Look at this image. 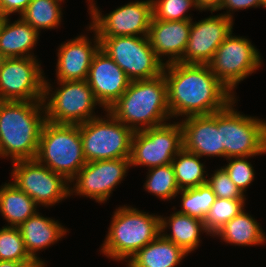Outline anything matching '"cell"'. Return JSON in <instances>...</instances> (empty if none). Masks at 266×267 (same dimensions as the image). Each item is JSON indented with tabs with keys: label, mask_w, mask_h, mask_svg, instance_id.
<instances>
[{
	"label": "cell",
	"mask_w": 266,
	"mask_h": 267,
	"mask_svg": "<svg viewBox=\"0 0 266 267\" xmlns=\"http://www.w3.org/2000/svg\"><path fill=\"white\" fill-rule=\"evenodd\" d=\"M87 82L100 107L108 110L126 91L131 80L111 57L99 49L89 68Z\"/></svg>",
	"instance_id": "e0dca14e"
},
{
	"label": "cell",
	"mask_w": 266,
	"mask_h": 267,
	"mask_svg": "<svg viewBox=\"0 0 266 267\" xmlns=\"http://www.w3.org/2000/svg\"><path fill=\"white\" fill-rule=\"evenodd\" d=\"M0 260L34 261L25 249L18 227L0 228Z\"/></svg>",
	"instance_id": "1f68e13d"
},
{
	"label": "cell",
	"mask_w": 266,
	"mask_h": 267,
	"mask_svg": "<svg viewBox=\"0 0 266 267\" xmlns=\"http://www.w3.org/2000/svg\"><path fill=\"white\" fill-rule=\"evenodd\" d=\"M253 7H260L258 0H223L220 10H224V8L227 9V13H224L222 15H225L226 17H229L233 20V13H231L230 11L233 12Z\"/></svg>",
	"instance_id": "8d00e7d4"
},
{
	"label": "cell",
	"mask_w": 266,
	"mask_h": 267,
	"mask_svg": "<svg viewBox=\"0 0 266 267\" xmlns=\"http://www.w3.org/2000/svg\"><path fill=\"white\" fill-rule=\"evenodd\" d=\"M222 1L223 0H194L196 8L199 11L208 10L211 11V13L220 10Z\"/></svg>",
	"instance_id": "74e56055"
},
{
	"label": "cell",
	"mask_w": 266,
	"mask_h": 267,
	"mask_svg": "<svg viewBox=\"0 0 266 267\" xmlns=\"http://www.w3.org/2000/svg\"><path fill=\"white\" fill-rule=\"evenodd\" d=\"M32 0H0V18L9 17L10 14L21 15Z\"/></svg>",
	"instance_id": "d590c367"
},
{
	"label": "cell",
	"mask_w": 266,
	"mask_h": 267,
	"mask_svg": "<svg viewBox=\"0 0 266 267\" xmlns=\"http://www.w3.org/2000/svg\"><path fill=\"white\" fill-rule=\"evenodd\" d=\"M38 205L13 183L0 187V213L11 227H19L37 213Z\"/></svg>",
	"instance_id": "484cf974"
},
{
	"label": "cell",
	"mask_w": 266,
	"mask_h": 267,
	"mask_svg": "<svg viewBox=\"0 0 266 267\" xmlns=\"http://www.w3.org/2000/svg\"><path fill=\"white\" fill-rule=\"evenodd\" d=\"M236 98L217 111V129L221 138V157H253L266 154V121L240 114Z\"/></svg>",
	"instance_id": "8992f818"
},
{
	"label": "cell",
	"mask_w": 266,
	"mask_h": 267,
	"mask_svg": "<svg viewBox=\"0 0 266 267\" xmlns=\"http://www.w3.org/2000/svg\"><path fill=\"white\" fill-rule=\"evenodd\" d=\"M47 81L45 79L42 100L46 121L79 125L98 116L94 114V108L96 109L95 106L99 102L87 80L57 81L60 88H56L55 91H52L53 88Z\"/></svg>",
	"instance_id": "52a82bcc"
},
{
	"label": "cell",
	"mask_w": 266,
	"mask_h": 267,
	"mask_svg": "<svg viewBox=\"0 0 266 267\" xmlns=\"http://www.w3.org/2000/svg\"><path fill=\"white\" fill-rule=\"evenodd\" d=\"M100 49L131 81L153 79L163 74L165 63L155 54L148 36L98 37Z\"/></svg>",
	"instance_id": "9c48e42d"
},
{
	"label": "cell",
	"mask_w": 266,
	"mask_h": 267,
	"mask_svg": "<svg viewBox=\"0 0 266 267\" xmlns=\"http://www.w3.org/2000/svg\"><path fill=\"white\" fill-rule=\"evenodd\" d=\"M186 255L181 247L160 234L133 255L127 267H176Z\"/></svg>",
	"instance_id": "cb8c5ba5"
},
{
	"label": "cell",
	"mask_w": 266,
	"mask_h": 267,
	"mask_svg": "<svg viewBox=\"0 0 266 267\" xmlns=\"http://www.w3.org/2000/svg\"><path fill=\"white\" fill-rule=\"evenodd\" d=\"M5 59L6 58L0 53V71L2 69V66H3V63H4Z\"/></svg>",
	"instance_id": "ab89813d"
},
{
	"label": "cell",
	"mask_w": 266,
	"mask_h": 267,
	"mask_svg": "<svg viewBox=\"0 0 266 267\" xmlns=\"http://www.w3.org/2000/svg\"><path fill=\"white\" fill-rule=\"evenodd\" d=\"M200 158L198 155L184 149L174 157L171 164L180 190L207 183L208 174H206L205 165L201 163Z\"/></svg>",
	"instance_id": "4316f807"
},
{
	"label": "cell",
	"mask_w": 266,
	"mask_h": 267,
	"mask_svg": "<svg viewBox=\"0 0 266 267\" xmlns=\"http://www.w3.org/2000/svg\"><path fill=\"white\" fill-rule=\"evenodd\" d=\"M160 227L164 238L172 241L188 254L200 245L201 232L209 235L202 220L176 211L167 218L160 215ZM167 227L171 229L170 234L165 231Z\"/></svg>",
	"instance_id": "603a6c76"
},
{
	"label": "cell",
	"mask_w": 266,
	"mask_h": 267,
	"mask_svg": "<svg viewBox=\"0 0 266 267\" xmlns=\"http://www.w3.org/2000/svg\"><path fill=\"white\" fill-rule=\"evenodd\" d=\"M144 189L161 200H170L179 194L172 164L148 168Z\"/></svg>",
	"instance_id": "f546056e"
},
{
	"label": "cell",
	"mask_w": 266,
	"mask_h": 267,
	"mask_svg": "<svg viewBox=\"0 0 266 267\" xmlns=\"http://www.w3.org/2000/svg\"><path fill=\"white\" fill-rule=\"evenodd\" d=\"M213 236L224 242L238 246H255L266 242L262 227L244 210L224 224Z\"/></svg>",
	"instance_id": "d4e9b609"
},
{
	"label": "cell",
	"mask_w": 266,
	"mask_h": 267,
	"mask_svg": "<svg viewBox=\"0 0 266 267\" xmlns=\"http://www.w3.org/2000/svg\"><path fill=\"white\" fill-rule=\"evenodd\" d=\"M12 163V183L31 197L37 205L53 206L71 196L70 182L36 159Z\"/></svg>",
	"instance_id": "7c38bea8"
},
{
	"label": "cell",
	"mask_w": 266,
	"mask_h": 267,
	"mask_svg": "<svg viewBox=\"0 0 266 267\" xmlns=\"http://www.w3.org/2000/svg\"><path fill=\"white\" fill-rule=\"evenodd\" d=\"M45 122L43 101H0V157L35 159Z\"/></svg>",
	"instance_id": "7a4b0ae2"
},
{
	"label": "cell",
	"mask_w": 266,
	"mask_h": 267,
	"mask_svg": "<svg viewBox=\"0 0 266 267\" xmlns=\"http://www.w3.org/2000/svg\"><path fill=\"white\" fill-rule=\"evenodd\" d=\"M207 184L211 187L216 198L246 200L245 195L231 181L223 167L215 170L210 178L207 179Z\"/></svg>",
	"instance_id": "e575fe53"
},
{
	"label": "cell",
	"mask_w": 266,
	"mask_h": 267,
	"mask_svg": "<svg viewBox=\"0 0 266 267\" xmlns=\"http://www.w3.org/2000/svg\"><path fill=\"white\" fill-rule=\"evenodd\" d=\"M62 0H32L20 17L40 33V29H55L62 18Z\"/></svg>",
	"instance_id": "83f0119b"
},
{
	"label": "cell",
	"mask_w": 266,
	"mask_h": 267,
	"mask_svg": "<svg viewBox=\"0 0 266 267\" xmlns=\"http://www.w3.org/2000/svg\"><path fill=\"white\" fill-rule=\"evenodd\" d=\"M18 228L21 232L25 249L40 267H45L46 264L38 257L36 252L49 248L50 245L61 240L60 238L68 231L55 219L44 217L39 212L30 216Z\"/></svg>",
	"instance_id": "44dd1931"
},
{
	"label": "cell",
	"mask_w": 266,
	"mask_h": 267,
	"mask_svg": "<svg viewBox=\"0 0 266 267\" xmlns=\"http://www.w3.org/2000/svg\"><path fill=\"white\" fill-rule=\"evenodd\" d=\"M87 1L92 20L89 29L95 31L97 37L148 36L152 0L129 2L106 15L101 14L94 0Z\"/></svg>",
	"instance_id": "4fadbf2b"
},
{
	"label": "cell",
	"mask_w": 266,
	"mask_h": 267,
	"mask_svg": "<svg viewBox=\"0 0 266 267\" xmlns=\"http://www.w3.org/2000/svg\"><path fill=\"white\" fill-rule=\"evenodd\" d=\"M131 167L129 158L87 162L71 180L70 195L89 197L98 203L106 202L114 188L121 183Z\"/></svg>",
	"instance_id": "9a60e30c"
},
{
	"label": "cell",
	"mask_w": 266,
	"mask_h": 267,
	"mask_svg": "<svg viewBox=\"0 0 266 267\" xmlns=\"http://www.w3.org/2000/svg\"><path fill=\"white\" fill-rule=\"evenodd\" d=\"M233 25V20L222 14L192 21L186 50L178 62L208 64L220 44L233 31Z\"/></svg>",
	"instance_id": "2e32d148"
},
{
	"label": "cell",
	"mask_w": 266,
	"mask_h": 267,
	"mask_svg": "<svg viewBox=\"0 0 266 267\" xmlns=\"http://www.w3.org/2000/svg\"><path fill=\"white\" fill-rule=\"evenodd\" d=\"M247 158L250 157L227 158L229 162L227 165L223 166L231 181L243 194L255 178L254 167L248 162Z\"/></svg>",
	"instance_id": "836d02e7"
},
{
	"label": "cell",
	"mask_w": 266,
	"mask_h": 267,
	"mask_svg": "<svg viewBox=\"0 0 266 267\" xmlns=\"http://www.w3.org/2000/svg\"><path fill=\"white\" fill-rule=\"evenodd\" d=\"M183 149L199 157H221V138L217 129V112L189 116L180 120Z\"/></svg>",
	"instance_id": "d6986e66"
},
{
	"label": "cell",
	"mask_w": 266,
	"mask_h": 267,
	"mask_svg": "<svg viewBox=\"0 0 266 267\" xmlns=\"http://www.w3.org/2000/svg\"><path fill=\"white\" fill-rule=\"evenodd\" d=\"M36 57L6 58L0 71V101H42L45 77Z\"/></svg>",
	"instance_id": "5bb4252c"
},
{
	"label": "cell",
	"mask_w": 266,
	"mask_h": 267,
	"mask_svg": "<svg viewBox=\"0 0 266 267\" xmlns=\"http://www.w3.org/2000/svg\"><path fill=\"white\" fill-rule=\"evenodd\" d=\"M163 75L171 118L211 115L235 99L208 64L173 62L164 65Z\"/></svg>",
	"instance_id": "6da1fadb"
},
{
	"label": "cell",
	"mask_w": 266,
	"mask_h": 267,
	"mask_svg": "<svg viewBox=\"0 0 266 267\" xmlns=\"http://www.w3.org/2000/svg\"><path fill=\"white\" fill-rule=\"evenodd\" d=\"M107 119L94 117L79 124L83 154L87 162L129 158L134 131L108 110Z\"/></svg>",
	"instance_id": "ba28073f"
},
{
	"label": "cell",
	"mask_w": 266,
	"mask_h": 267,
	"mask_svg": "<svg viewBox=\"0 0 266 267\" xmlns=\"http://www.w3.org/2000/svg\"><path fill=\"white\" fill-rule=\"evenodd\" d=\"M94 33V45L83 34L60 45L56 64L58 81L87 80L92 60L100 49V39Z\"/></svg>",
	"instance_id": "ac0fdd59"
},
{
	"label": "cell",
	"mask_w": 266,
	"mask_h": 267,
	"mask_svg": "<svg viewBox=\"0 0 266 267\" xmlns=\"http://www.w3.org/2000/svg\"><path fill=\"white\" fill-rule=\"evenodd\" d=\"M182 149V128L178 122L134 131L130 165L152 168L171 164Z\"/></svg>",
	"instance_id": "8fae6325"
},
{
	"label": "cell",
	"mask_w": 266,
	"mask_h": 267,
	"mask_svg": "<svg viewBox=\"0 0 266 267\" xmlns=\"http://www.w3.org/2000/svg\"><path fill=\"white\" fill-rule=\"evenodd\" d=\"M258 2H259V5L261 7H265L266 8V0H258Z\"/></svg>",
	"instance_id": "60d3db41"
},
{
	"label": "cell",
	"mask_w": 266,
	"mask_h": 267,
	"mask_svg": "<svg viewBox=\"0 0 266 267\" xmlns=\"http://www.w3.org/2000/svg\"><path fill=\"white\" fill-rule=\"evenodd\" d=\"M192 20L162 21L153 16L150 22L148 38L156 56L163 62L162 56H168L165 64L178 62L187 47Z\"/></svg>",
	"instance_id": "ffe728a7"
},
{
	"label": "cell",
	"mask_w": 266,
	"mask_h": 267,
	"mask_svg": "<svg viewBox=\"0 0 266 267\" xmlns=\"http://www.w3.org/2000/svg\"><path fill=\"white\" fill-rule=\"evenodd\" d=\"M39 35V32L21 17L12 24L8 17H2L0 18V53L5 58L36 57L32 49L35 48Z\"/></svg>",
	"instance_id": "7402d4cb"
},
{
	"label": "cell",
	"mask_w": 266,
	"mask_h": 267,
	"mask_svg": "<svg viewBox=\"0 0 266 267\" xmlns=\"http://www.w3.org/2000/svg\"><path fill=\"white\" fill-rule=\"evenodd\" d=\"M192 7L197 10L194 0H152V13L156 20H193L190 14L186 15Z\"/></svg>",
	"instance_id": "d6a6232c"
},
{
	"label": "cell",
	"mask_w": 266,
	"mask_h": 267,
	"mask_svg": "<svg viewBox=\"0 0 266 267\" xmlns=\"http://www.w3.org/2000/svg\"><path fill=\"white\" fill-rule=\"evenodd\" d=\"M233 31L217 48L208 63L216 78L234 95V89L262 66L261 54L251 41L233 36Z\"/></svg>",
	"instance_id": "30bf717a"
},
{
	"label": "cell",
	"mask_w": 266,
	"mask_h": 267,
	"mask_svg": "<svg viewBox=\"0 0 266 267\" xmlns=\"http://www.w3.org/2000/svg\"><path fill=\"white\" fill-rule=\"evenodd\" d=\"M108 111L133 131L166 124L171 115L165 76L131 81Z\"/></svg>",
	"instance_id": "3957f363"
},
{
	"label": "cell",
	"mask_w": 266,
	"mask_h": 267,
	"mask_svg": "<svg viewBox=\"0 0 266 267\" xmlns=\"http://www.w3.org/2000/svg\"><path fill=\"white\" fill-rule=\"evenodd\" d=\"M245 201L246 200L216 198L203 221L210 236L213 237L224 224L242 212L245 207Z\"/></svg>",
	"instance_id": "4dcf8cb0"
},
{
	"label": "cell",
	"mask_w": 266,
	"mask_h": 267,
	"mask_svg": "<svg viewBox=\"0 0 266 267\" xmlns=\"http://www.w3.org/2000/svg\"><path fill=\"white\" fill-rule=\"evenodd\" d=\"M0 267H40L35 261L0 260Z\"/></svg>",
	"instance_id": "f35d334b"
},
{
	"label": "cell",
	"mask_w": 266,
	"mask_h": 267,
	"mask_svg": "<svg viewBox=\"0 0 266 267\" xmlns=\"http://www.w3.org/2000/svg\"><path fill=\"white\" fill-rule=\"evenodd\" d=\"M108 230L102 254L127 262L161 234L160 216L124 205L116 208Z\"/></svg>",
	"instance_id": "277c9868"
},
{
	"label": "cell",
	"mask_w": 266,
	"mask_h": 267,
	"mask_svg": "<svg viewBox=\"0 0 266 267\" xmlns=\"http://www.w3.org/2000/svg\"><path fill=\"white\" fill-rule=\"evenodd\" d=\"M35 159L71 182L87 163L83 154L79 125L46 121L41 131Z\"/></svg>",
	"instance_id": "5b68a950"
},
{
	"label": "cell",
	"mask_w": 266,
	"mask_h": 267,
	"mask_svg": "<svg viewBox=\"0 0 266 267\" xmlns=\"http://www.w3.org/2000/svg\"><path fill=\"white\" fill-rule=\"evenodd\" d=\"M179 193L182 195V209L177 212L202 221L205 220L206 215L216 200V195L207 183L194 188L182 189Z\"/></svg>",
	"instance_id": "f1b7e54d"
}]
</instances>
